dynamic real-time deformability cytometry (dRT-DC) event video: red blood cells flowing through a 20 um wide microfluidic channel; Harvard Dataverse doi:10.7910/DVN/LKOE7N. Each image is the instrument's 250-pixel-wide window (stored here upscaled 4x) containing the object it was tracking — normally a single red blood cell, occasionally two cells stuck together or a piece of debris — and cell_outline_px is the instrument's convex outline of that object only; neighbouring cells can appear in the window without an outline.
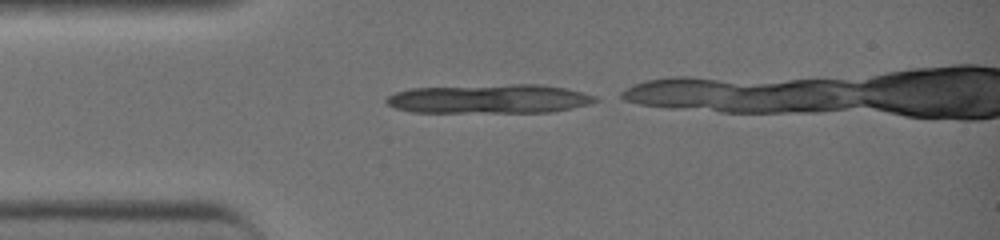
{"species": "common noctule bat (a hibernating species)", "species_latin": "Nyctalus noctula", "temperature_condition": "warm", "stored_images_in_passage": 7, "camera_frame_rate_fps": 3000, "um_per_image_px": 0.085, "animal": {"sex": "female", "body_mass_g": 19.0, "forearm_length_mm": 51.5}, "frame": {"image": 1, "passage_image": 1, "time_ms": 0.0, "image_size_px": [1000, 240], "cell_outline_px": [[600, 100], [588, 104], [572, 108], [552, 112], [412, 112], [396, 108], [388, 104], [384, 100], [388, 96], [396, 92], [412, 88], [508, 84], [540, 84], [564, 88], [596, 96]], "centroid_in_image_um": [41.61, 8.4], "position_along_channel_um": 43.4, "area_um2": 35.32}}